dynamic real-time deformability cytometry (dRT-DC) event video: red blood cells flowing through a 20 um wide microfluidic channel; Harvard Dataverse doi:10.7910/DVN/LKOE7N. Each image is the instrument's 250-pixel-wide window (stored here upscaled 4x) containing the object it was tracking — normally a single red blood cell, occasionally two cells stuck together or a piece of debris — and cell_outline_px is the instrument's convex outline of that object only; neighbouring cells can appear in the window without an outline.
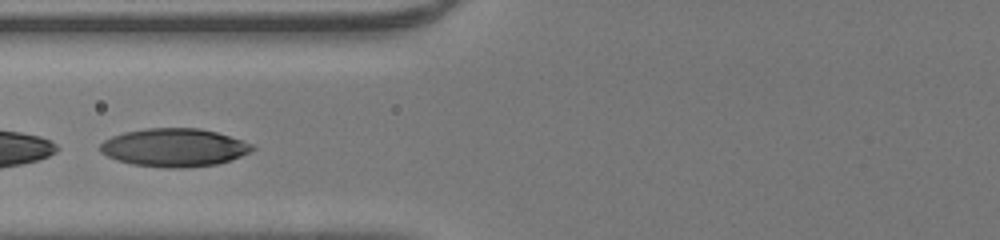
{"species": "human", "species_latin": "Homo sapiens", "temperature_condition": "room temperature", "stored_images_in_passage": 34, "segment_of_instrument_passage": [2, 2], "camera_frame_rate_fps": 3000, "um_per_image_px": 0.085, "donor": {"sex": "male"}, "frame": {"image": 1, "passage_image": 13, "time_ms": 4.0, "image_size_px": [1000, 240], "cell_outline_px": [[256, 148], [240, 156], [216, 164], [184, 168], [164, 168], [132, 164], [116, 160], [100, 152], [100, 144], [104, 140], [112, 136], [124, 132], [144, 128], [200, 128], [216, 132], [252, 144]], "centroid_in_image_um": [14.76, 12.54], "position_along_channel_um": 111.0, "area_um2": 33.7}}
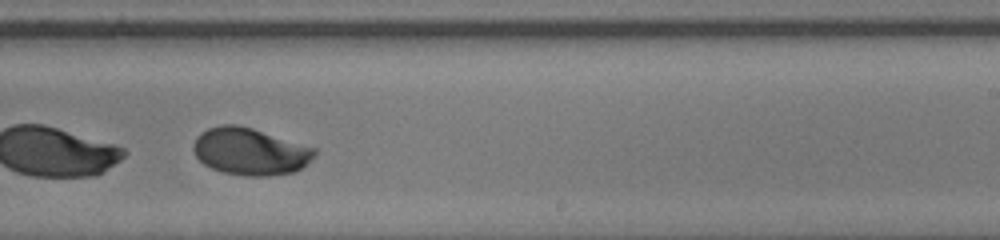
{"frame": {"image": 2, "passage_image": 24, "time_ms": 7.667, "image_size_px": [1000, 240], "cell_outline_px": [[316, 152], [296, 172], [268, 176], [244, 176], [224, 172], [212, 168], [204, 164], [196, 156], [192, 148], [192, 144], [196, 136], [200, 132], [208, 128], [220, 124], [236, 124], [252, 128], [316, 148]], "centroid_in_image_um": [21.2, 12.86], "position_along_channel_um": 267.8, "area_um2": 33.18}}
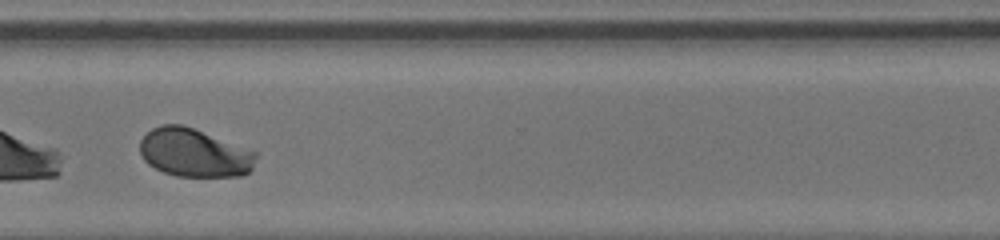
{"frame": {"image": 3, "passage_image": 30, "time_ms": 9.667, "image_size_px": [1000, 240], "cell_outline_px": [[256, 156], [252, 168], [248, 172], [240, 176], [176, 176], [164, 172], [148, 164], [144, 160], [140, 152], [140, 140], [152, 128], [160, 124], [184, 124], [256, 152]], "centroid_in_image_um": [16.48, 12.98], "position_along_channel_um": 354.1, "area_um2": 32.54}}